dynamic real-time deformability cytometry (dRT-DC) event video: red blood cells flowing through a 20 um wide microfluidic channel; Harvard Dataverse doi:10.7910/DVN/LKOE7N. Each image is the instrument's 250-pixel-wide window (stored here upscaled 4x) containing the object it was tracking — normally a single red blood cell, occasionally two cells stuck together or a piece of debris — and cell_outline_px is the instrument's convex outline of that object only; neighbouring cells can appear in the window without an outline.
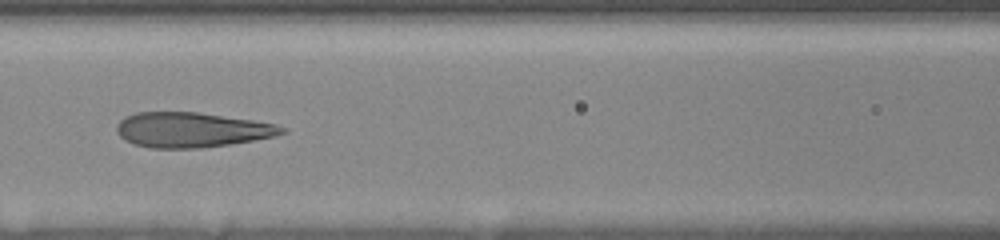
{"species": "human", "species_latin": "Homo sapiens", "temperature_condition": "room temperature", "stored_images_in_passage": 10, "camera_frame_rate_fps": 3000, "um_per_image_px": 0.085, "donor": {"sex": "female"}, "frame": {"image": 1, "passage_image": 9, "time_ms": 7.0, "image_size_px": [1000, 240], "cell_outline_px": [[288, 132], [272, 136], [252, 140], [228, 144], [200, 148], [152, 148], [132, 144], [124, 140], [116, 132], [116, 124], [124, 116], [136, 112], [200, 112], [252, 120], [276, 124], [288, 128]], "centroid_in_image_um": [16.25, 11.03], "position_along_channel_um": 150.3, "area_um2": 33.81}}
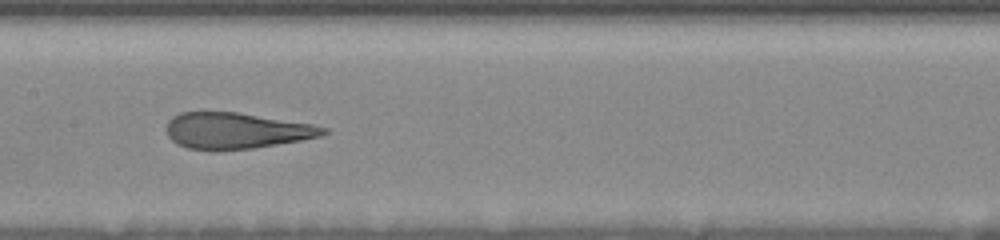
{"frame": {"image": 2, "passage_image": 10, "time_ms": 8.0, "image_size_px": [1000, 240], "cell_outline_px": [[328, 132], [320, 136], [300, 140], [252, 148], [216, 152], [188, 148], [176, 144], [168, 136], [168, 120], [172, 116], [180, 112], [236, 112], [312, 124], [328, 128]], "centroid_in_image_um": [20.04, 11.12], "position_along_channel_um": 187.4, "area_um2": 33.06}}